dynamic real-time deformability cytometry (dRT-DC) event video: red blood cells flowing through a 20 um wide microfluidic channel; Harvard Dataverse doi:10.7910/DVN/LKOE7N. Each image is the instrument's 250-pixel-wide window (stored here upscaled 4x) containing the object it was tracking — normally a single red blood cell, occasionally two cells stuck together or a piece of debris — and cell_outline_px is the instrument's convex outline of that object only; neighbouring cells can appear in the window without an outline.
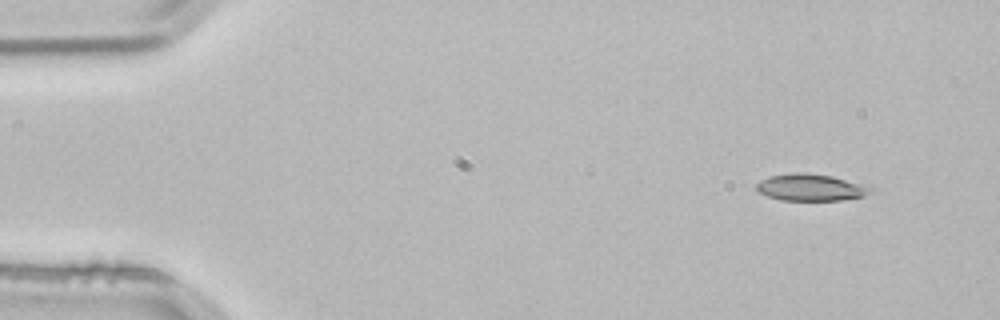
{"species": "common noctule bat (a hibernating species)", "species_latin": "Nyctalus noctula", "temperature_condition": "room temperature", "stored_images_in_passage": 3, "camera_frame_rate_fps": 3000, "um_per_image_px": 0.085, "animal": {"sex": "male", "body_mass_g": 21.5, "forearm_length_mm": 52.0}, "frame": {"image": 1, "passage_image": 1, "time_ms": 0.0, "image_size_px": [1000, 320], "cell_outline_px": [[872, 192], [864, 196], [840, 200], [780, 200], [768, 196], [760, 192], [756, 188], [756, 184], [760, 180], [768, 176], [796, 172], [804, 172], [832, 176], [872, 188]], "centroid_in_image_um": [68.86, 15.93], "position_along_channel_um": 16.1, "area_um2": 17.63}}
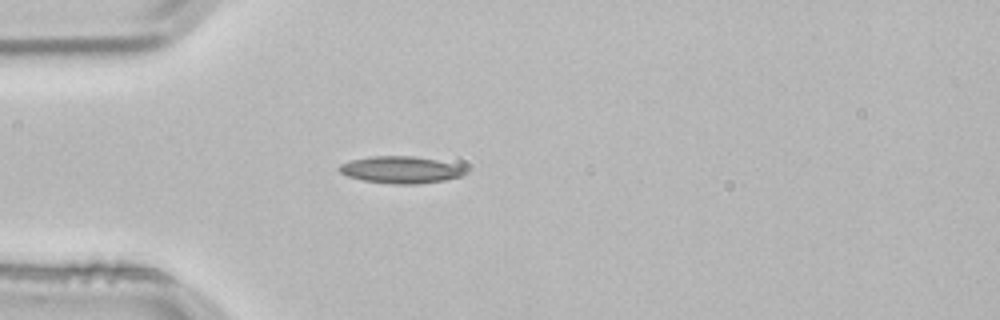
{"frame": {"image": 2, "passage_image": 3, "time_ms": 0.667, "image_size_px": [1000, 320], "cell_outline_px": [[464, 176], [444, 180], [416, 184], [392, 184], [364, 180], [348, 176], [340, 172], [336, 168], [340, 164], [352, 160], [372, 156], [416, 156], [436, 160], [452, 164], [460, 168], [464, 172]], "centroid_in_image_um": [33.99, 14.43], "position_along_channel_um": 51.0, "area_um2": 19.48}}